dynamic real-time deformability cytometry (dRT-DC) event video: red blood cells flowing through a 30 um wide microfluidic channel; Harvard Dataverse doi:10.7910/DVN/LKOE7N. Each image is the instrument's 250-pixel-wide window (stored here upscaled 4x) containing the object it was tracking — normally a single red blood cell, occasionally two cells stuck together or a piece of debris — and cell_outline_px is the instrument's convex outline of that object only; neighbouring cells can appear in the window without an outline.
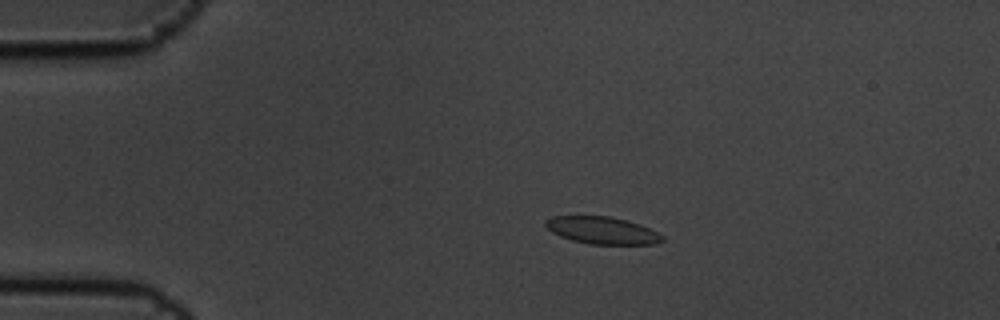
{"species": "common noctule bat (a hibernating species)", "species_latin": "Nyctalus noctula", "temperature_condition": "cold", "stored_images_in_passage": 7, "camera_frame_rate_fps": 3000, "um_per_image_px": 0.085, "animal": {"sex": "male", "body_mass_g": 19.5, "forearm_length_mm": 54.6}, "frame": {"image": 1, "passage_image": 3, "time_ms": 0.667, "image_size_px": [1000, 320], "cell_outline_px": [[664, 240], [656, 244], [588, 244], [572, 240], [560, 236], [552, 232], [544, 224], [544, 220], [552, 216], [612, 216], [628, 220], [640, 224], [664, 236]], "centroid_in_image_um": [51.18, 19.57], "position_along_channel_um": 33.8, "area_um2": 18.61}}
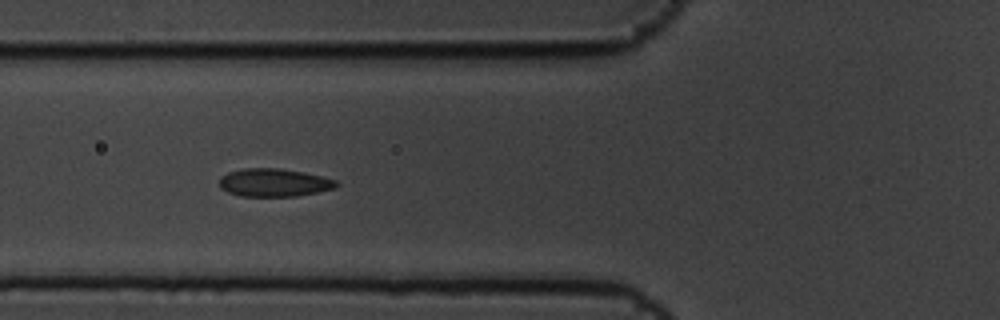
{"frame": {"image": 2, "passage_image": 6, "time_ms": 1.667, "image_size_px": [1000, 320], "cell_outline_px": [[340, 184], [336, 188], [296, 196], [240, 196], [228, 192], [220, 188], [220, 176], [228, 172], [244, 168], [280, 168], [304, 172], [336, 180]], "centroid_in_image_um": [23.29, 15.52], "position_along_channel_um": 102.5, "area_um2": 19.13}}
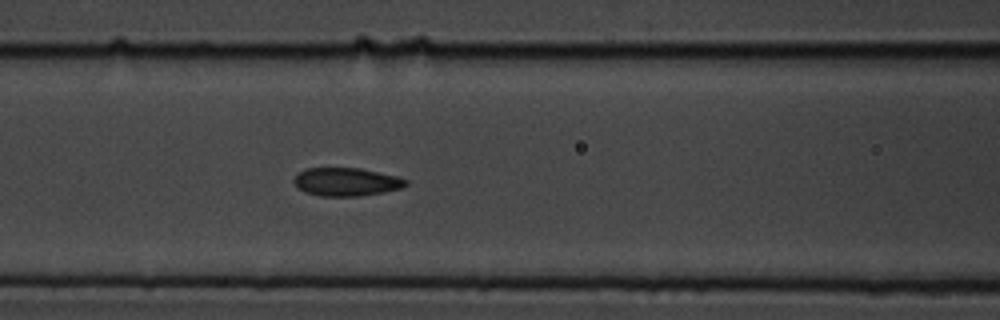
{"frame": {"image": 3, "passage_image": 7, "time_ms": 2.0, "image_size_px": [1000, 320], "cell_outline_px": [[408, 184], [404, 188], [384, 192], [360, 196], [320, 196], [304, 192], [296, 188], [292, 180], [296, 172], [304, 168], [360, 168], [396, 176], [408, 180]], "centroid_in_image_um": [29.39, 15.46], "position_along_channel_um": 137.2, "area_um2": 18.79}}